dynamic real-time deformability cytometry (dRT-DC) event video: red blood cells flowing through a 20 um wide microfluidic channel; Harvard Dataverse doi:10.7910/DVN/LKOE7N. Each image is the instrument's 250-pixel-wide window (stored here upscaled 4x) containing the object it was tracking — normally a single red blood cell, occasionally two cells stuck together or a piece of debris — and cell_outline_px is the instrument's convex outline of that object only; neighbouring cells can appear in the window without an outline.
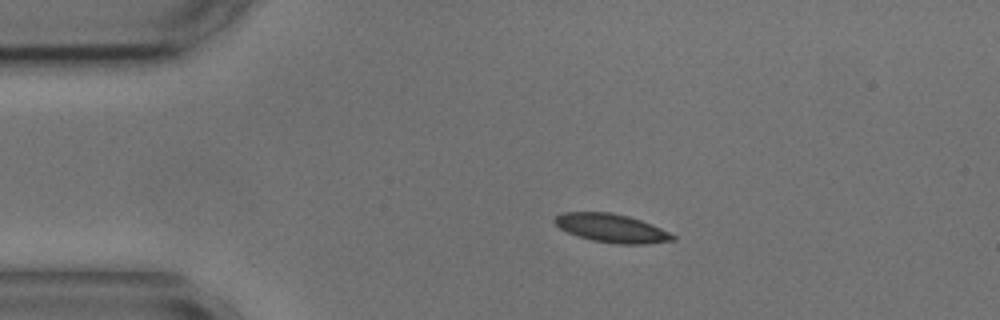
{"species": "common noctule bat (a hibernating species)", "species_latin": "Nyctalus noctula", "temperature_condition": "cold", "stored_images_in_passage": 45, "camera_frame_rate_fps": 3000, "um_per_image_px": 0.085, "animal": {"sex": "male", "body_mass_g": 17.9, "forearm_length_mm": 54.2}, "frame": {"image": 1, "passage_image": 1, "time_ms": 0.0, "image_size_px": [1000, 320], "cell_outline_px": [[676, 240], [644, 244], [616, 244], [592, 240], [568, 232], [560, 228], [552, 220], [556, 216], [564, 212], [612, 212], [628, 216], [640, 220], [660, 228], [676, 236]], "centroid_in_image_um": [51.98, 19.39], "position_along_channel_um": 33.0, "area_um2": 19.42}}
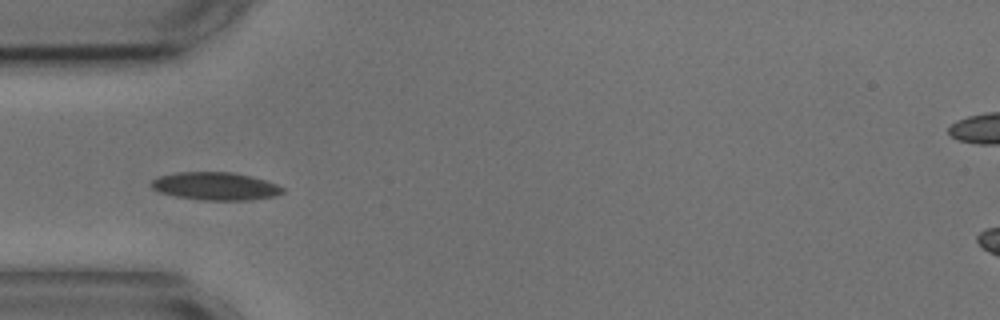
{"frame": {"image": 2, "passage_image": 7, "time_ms": 2.0, "image_size_px": [1000, 320], "cell_outline_px": [[284, 192], [276, 196], [248, 200], [204, 200], [176, 196], [160, 192], [152, 188], [148, 184], [152, 180], [160, 176], [176, 172], [232, 172], [252, 176], [276, 184], [284, 188]], "centroid_in_image_um": [18.31, 15.82], "position_along_channel_um": 66.7, "area_um2": 21.33}}
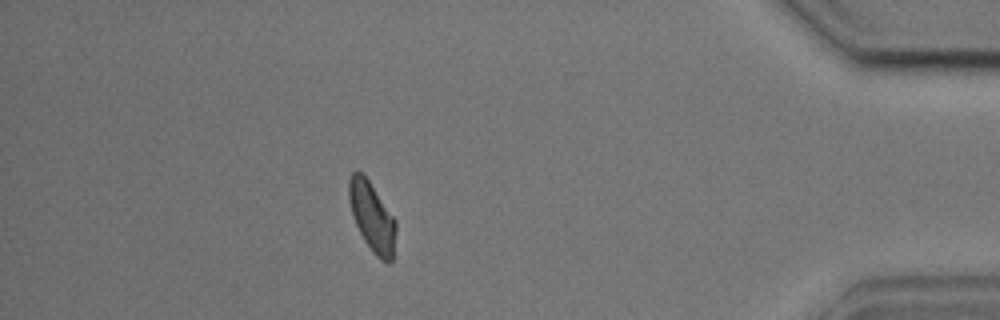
{"frame": {"image": 3, "passage_image": 39, "time_ms": 12.667, "image_size_px": [1000, 320], "cell_outline_px": [[396, 232], [392, 260], [388, 264], [380, 260], [372, 252], [364, 240], [352, 216], [348, 196], [348, 180], [352, 172], [360, 172], [368, 180], [396, 220]], "centroid_in_image_um": [31.62, 18.47], "position_along_channel_um": 403.6, "area_um2": 18.9}, "authors_computed_cell_mechanics": {"area_um2": 19.5364, "velocity_mm_per_s": 3.5925, "shape_relaxation_time_tau1_ms": 2.8668, "shape_relaxation_time_tau2_ms": 3.1712, "deformation_change_tau1": 0.0968, "deformation_change_tau2": 0.0837}}